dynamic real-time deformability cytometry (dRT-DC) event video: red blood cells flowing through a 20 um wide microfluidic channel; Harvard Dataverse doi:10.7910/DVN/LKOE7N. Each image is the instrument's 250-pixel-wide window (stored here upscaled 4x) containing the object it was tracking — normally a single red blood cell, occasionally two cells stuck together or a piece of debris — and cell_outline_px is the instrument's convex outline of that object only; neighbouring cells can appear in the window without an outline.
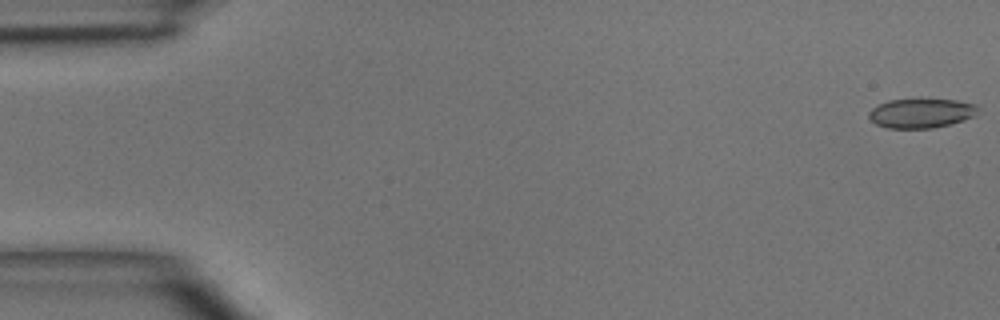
{"species": "common noctule bat (a hibernating species)", "species_latin": "Nyctalus noctula", "temperature_condition": "room temperature", "stored_images_in_passage": 6, "camera_frame_rate_fps": 3000, "um_per_image_px": 0.085, "animal": {"sex": "male", "body_mass_g": 15.6}, "frame": {"image": 1, "passage_image": 1, "time_ms": 0.0, "image_size_px": [1000, 320], "cell_outline_px": [[980, 108], [972, 116], [964, 120], [932, 128], [888, 128], [876, 124], [868, 116], [868, 112], [872, 108], [888, 100], [920, 96], [956, 100], [976, 104]], "centroid_in_image_um": [78.29, 9.56], "position_along_channel_um": 6.7, "area_um2": 19.36}}
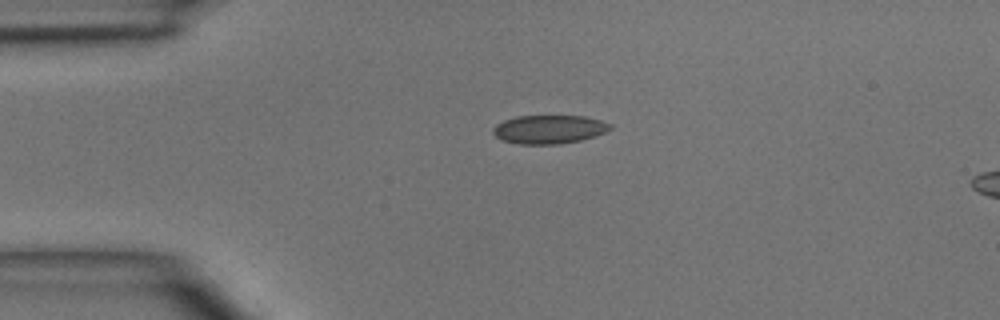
{"frame": {"image": 2, "passage_image": 4, "time_ms": 3.333, "image_size_px": [1000, 320], "cell_outline_px": [[612, 128], [596, 136], [580, 140], [556, 144], [520, 144], [500, 140], [492, 132], [492, 128], [496, 124], [504, 120], [516, 116], [584, 116], [600, 120], [612, 124]], "centroid_in_image_um": [46.65, 10.99], "position_along_channel_um": 38.4, "area_um2": 19.54}}